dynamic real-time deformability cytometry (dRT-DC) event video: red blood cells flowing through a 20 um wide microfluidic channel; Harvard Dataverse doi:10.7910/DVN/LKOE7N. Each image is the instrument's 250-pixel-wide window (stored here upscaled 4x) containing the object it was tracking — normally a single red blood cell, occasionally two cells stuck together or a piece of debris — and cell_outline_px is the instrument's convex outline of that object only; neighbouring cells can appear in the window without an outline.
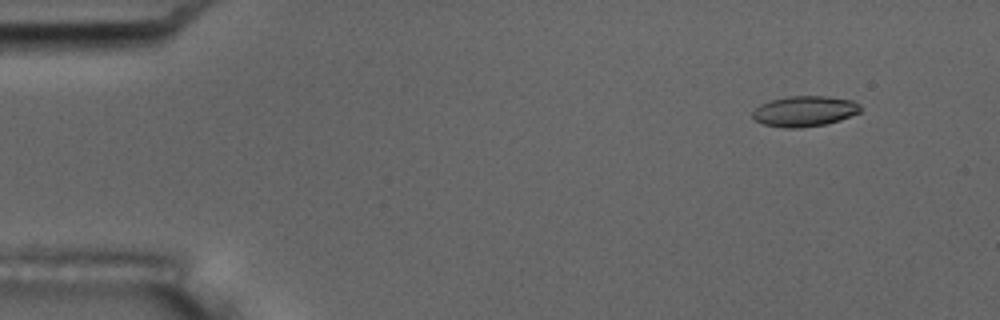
{"species": "common noctule bat (a hibernating species)", "species_latin": "Nyctalus noctula", "temperature_condition": "room temperature", "stored_images_in_passage": 7, "camera_frame_rate_fps": 3000, "um_per_image_px": 0.085, "animal": {"sex": "male", "body_mass_g": 17.5, "forearm_length_mm": 52.3}, "frame": {"image": 1, "passage_image": 2, "time_ms": 1.333, "image_size_px": [1000, 320], "cell_outline_px": [[860, 112], [840, 120], [824, 124], [800, 128], [784, 128], [764, 124], [756, 120], [752, 116], [752, 112], [760, 104], [772, 100], [788, 96], [824, 96], [852, 100], [860, 104]], "centroid_in_image_um": [68.38, 9.45], "position_along_channel_um": 16.6, "area_um2": 19.07}}